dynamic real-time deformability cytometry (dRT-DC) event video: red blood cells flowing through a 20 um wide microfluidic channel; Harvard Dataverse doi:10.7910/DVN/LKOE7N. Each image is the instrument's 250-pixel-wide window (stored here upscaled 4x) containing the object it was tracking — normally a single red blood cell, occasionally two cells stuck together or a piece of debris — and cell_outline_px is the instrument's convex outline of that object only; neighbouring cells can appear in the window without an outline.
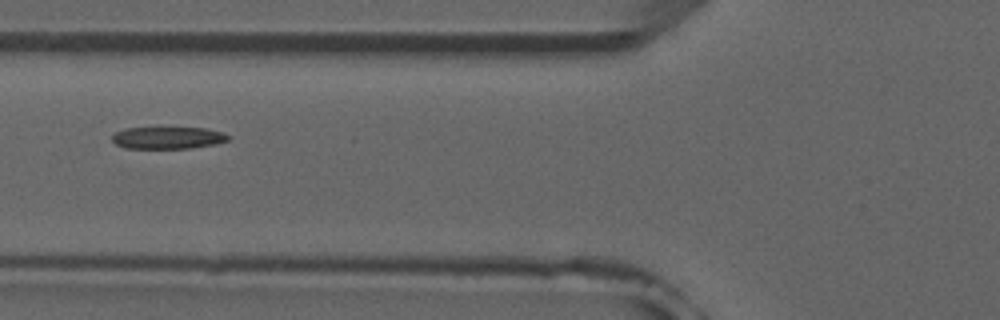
{"species": "common noctule bat (a hibernating species)", "species_latin": "Nyctalus noctula", "temperature_condition": "room temperature", "stored_images_in_passage": 3, "camera_frame_rate_fps": 3000, "um_per_image_px": 0.085, "animal": {"sex": "male", "forearm_length_mm": 52.5}, "frame": {"image": 1, "passage_image": 3, "time_ms": 2.0, "image_size_px": [1000, 320], "cell_outline_px": [[232, 136], [228, 140], [216, 144], [188, 148], [124, 148], [116, 144], [112, 140], [112, 136], [116, 132], [124, 128], [208, 128], [224, 132]], "centroid_in_image_um": [14.31, 11.71], "position_along_channel_um": 111.5, "area_um2": 14.97}}